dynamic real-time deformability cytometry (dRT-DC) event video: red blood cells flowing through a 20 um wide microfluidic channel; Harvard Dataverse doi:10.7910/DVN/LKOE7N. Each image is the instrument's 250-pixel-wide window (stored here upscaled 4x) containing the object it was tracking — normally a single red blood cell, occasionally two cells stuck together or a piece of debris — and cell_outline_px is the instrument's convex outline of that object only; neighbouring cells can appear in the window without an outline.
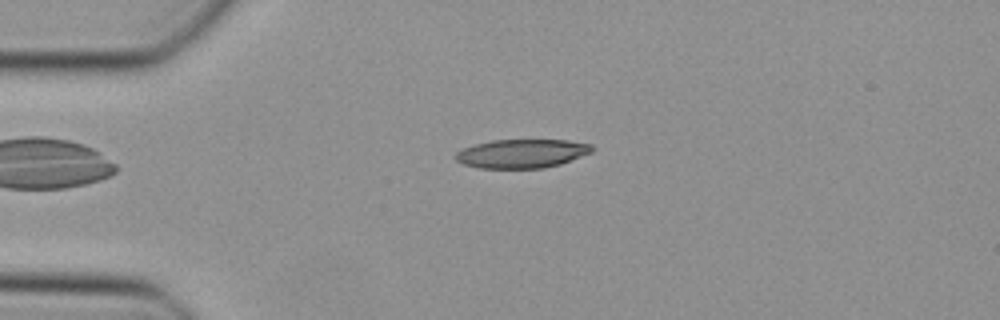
{"species": "Egyptian fruit bat (a non-hibernating species)", "species_latin": "Rousettus aegyptiacus", "temperature_condition": "cold", "stored_images_in_passage": 37, "camera_frame_rate_fps": 3000, "um_per_image_px": 0.085, "animal": {"sex": "female"}, "frame": {"image": 1, "passage_image": 1, "time_ms": 0.0, "image_size_px": [1000, 320], "cell_outline_px": [[592, 152], [560, 164], [544, 168], [480, 168], [464, 164], [456, 160], [456, 152], [464, 148], [476, 144], [492, 140], [568, 140], [592, 144]], "centroid_in_image_um": [44.37, 13.05], "position_along_channel_um": 40.6, "area_um2": 22.72}}
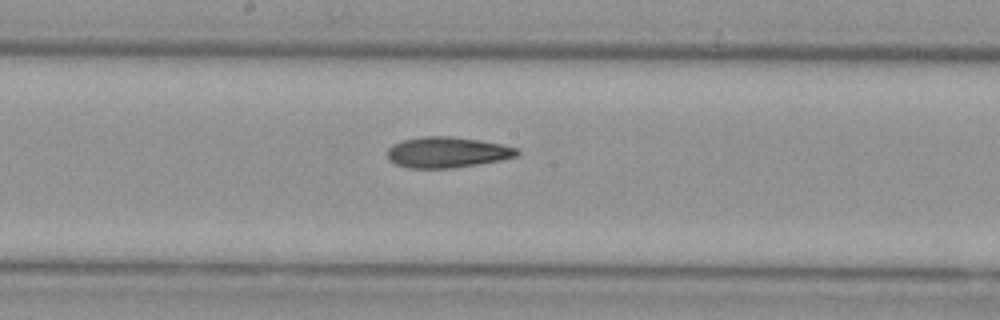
{"frame": {"image": 2, "passage_image": 15, "time_ms": 4.667, "image_size_px": [1000, 320], "cell_outline_px": [[520, 152], [516, 156], [500, 160], [452, 168], [408, 168], [396, 164], [388, 160], [388, 148], [392, 144], [404, 140], [424, 136], [452, 136], [480, 140], [500, 144], [516, 148]], "centroid_in_image_um": [37.98, 12.94], "position_along_channel_um": 210.2, "area_um2": 23.12}}
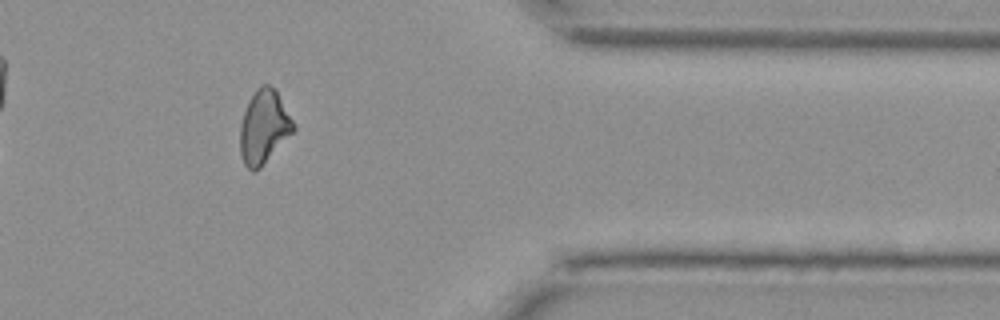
{"frame": {"image": 3, "passage_image": 29, "time_ms": 9.333, "image_size_px": [1000, 320], "cell_outline_px": [[296, 128], [260, 168], [252, 172], [244, 164], [240, 152], [240, 124], [248, 100], [256, 88], [260, 84], [268, 84], [276, 88]], "centroid_in_image_um": [22.41, 10.75], "position_along_channel_um": 389.0, "area_um2": 22.77}}